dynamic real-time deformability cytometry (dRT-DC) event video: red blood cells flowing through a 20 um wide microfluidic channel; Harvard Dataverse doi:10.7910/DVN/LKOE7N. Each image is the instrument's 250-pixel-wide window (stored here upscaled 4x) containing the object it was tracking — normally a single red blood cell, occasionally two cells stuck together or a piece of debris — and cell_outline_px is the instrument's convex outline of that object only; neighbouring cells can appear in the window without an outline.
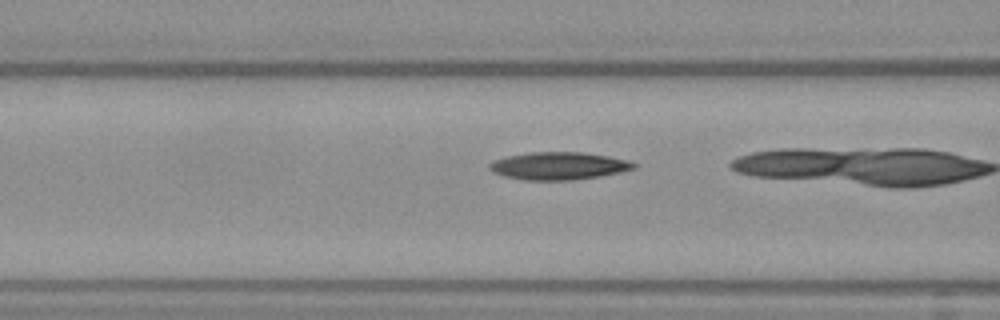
{"species": "Egyptian fruit bat (a non-hibernating species)", "species_latin": "Rousettus aegyptiacus", "temperature_condition": "warm", "stored_images_in_passage": 39, "camera_frame_rate_fps": 3000, "um_per_image_px": 0.085, "frame": {"image": 1, "passage_image": 19, "time_ms": 6.0, "image_size_px": [1000, 320], "cell_outline_px": [[640, 164], [636, 168], [620, 172], [600, 176], [572, 180], [524, 180], [504, 176], [492, 172], [488, 168], [488, 164], [492, 160], [508, 156], [528, 152], [584, 152], [608, 156], [628, 160]], "centroid_in_image_um": [47.49, 14.09], "position_along_channel_um": 119.1, "area_um2": 23.47}}